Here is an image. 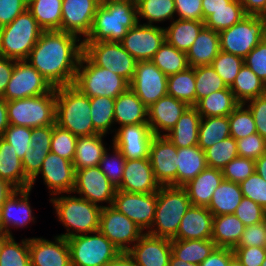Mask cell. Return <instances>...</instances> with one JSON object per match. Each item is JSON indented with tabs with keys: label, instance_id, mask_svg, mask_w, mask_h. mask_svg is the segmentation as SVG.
<instances>
[{
	"label": "cell",
	"instance_id": "cell-75",
	"mask_svg": "<svg viewBox=\"0 0 266 266\" xmlns=\"http://www.w3.org/2000/svg\"><path fill=\"white\" fill-rule=\"evenodd\" d=\"M168 266H199L195 263H187L183 261L182 259L176 258L173 254H171L169 258V265Z\"/></svg>",
	"mask_w": 266,
	"mask_h": 266
},
{
	"label": "cell",
	"instance_id": "cell-62",
	"mask_svg": "<svg viewBox=\"0 0 266 266\" xmlns=\"http://www.w3.org/2000/svg\"><path fill=\"white\" fill-rule=\"evenodd\" d=\"M266 240V220L245 227L235 247H264Z\"/></svg>",
	"mask_w": 266,
	"mask_h": 266
},
{
	"label": "cell",
	"instance_id": "cell-17",
	"mask_svg": "<svg viewBox=\"0 0 266 266\" xmlns=\"http://www.w3.org/2000/svg\"><path fill=\"white\" fill-rule=\"evenodd\" d=\"M39 174L43 177V183L48 187L50 196L57 194L72 193L75 186L76 170L73 162L64 159L57 154L49 152L43 161L41 170L30 181V189L32 190Z\"/></svg>",
	"mask_w": 266,
	"mask_h": 266
},
{
	"label": "cell",
	"instance_id": "cell-52",
	"mask_svg": "<svg viewBox=\"0 0 266 266\" xmlns=\"http://www.w3.org/2000/svg\"><path fill=\"white\" fill-rule=\"evenodd\" d=\"M228 118L230 136L235 140L257 133L253 114L245 104H239Z\"/></svg>",
	"mask_w": 266,
	"mask_h": 266
},
{
	"label": "cell",
	"instance_id": "cell-51",
	"mask_svg": "<svg viewBox=\"0 0 266 266\" xmlns=\"http://www.w3.org/2000/svg\"><path fill=\"white\" fill-rule=\"evenodd\" d=\"M195 81L196 104L211 93L227 87L211 65L195 67Z\"/></svg>",
	"mask_w": 266,
	"mask_h": 266
},
{
	"label": "cell",
	"instance_id": "cell-43",
	"mask_svg": "<svg viewBox=\"0 0 266 266\" xmlns=\"http://www.w3.org/2000/svg\"><path fill=\"white\" fill-rule=\"evenodd\" d=\"M167 93L189 106L196 105L195 67L168 76Z\"/></svg>",
	"mask_w": 266,
	"mask_h": 266
},
{
	"label": "cell",
	"instance_id": "cell-5",
	"mask_svg": "<svg viewBox=\"0 0 266 266\" xmlns=\"http://www.w3.org/2000/svg\"><path fill=\"white\" fill-rule=\"evenodd\" d=\"M191 205L183 187L161 186L157 191L154 220L147 233L173 239L177 235L181 219Z\"/></svg>",
	"mask_w": 266,
	"mask_h": 266
},
{
	"label": "cell",
	"instance_id": "cell-41",
	"mask_svg": "<svg viewBox=\"0 0 266 266\" xmlns=\"http://www.w3.org/2000/svg\"><path fill=\"white\" fill-rule=\"evenodd\" d=\"M63 0H28L27 9L44 31H61Z\"/></svg>",
	"mask_w": 266,
	"mask_h": 266
},
{
	"label": "cell",
	"instance_id": "cell-40",
	"mask_svg": "<svg viewBox=\"0 0 266 266\" xmlns=\"http://www.w3.org/2000/svg\"><path fill=\"white\" fill-rule=\"evenodd\" d=\"M229 88L240 104L266 94V84L245 64Z\"/></svg>",
	"mask_w": 266,
	"mask_h": 266
},
{
	"label": "cell",
	"instance_id": "cell-25",
	"mask_svg": "<svg viewBox=\"0 0 266 266\" xmlns=\"http://www.w3.org/2000/svg\"><path fill=\"white\" fill-rule=\"evenodd\" d=\"M149 158L126 159L121 185L117 190L155 193L160 189Z\"/></svg>",
	"mask_w": 266,
	"mask_h": 266
},
{
	"label": "cell",
	"instance_id": "cell-7",
	"mask_svg": "<svg viewBox=\"0 0 266 266\" xmlns=\"http://www.w3.org/2000/svg\"><path fill=\"white\" fill-rule=\"evenodd\" d=\"M43 32L26 9L10 24L0 28V55L17 61L26 60Z\"/></svg>",
	"mask_w": 266,
	"mask_h": 266
},
{
	"label": "cell",
	"instance_id": "cell-67",
	"mask_svg": "<svg viewBox=\"0 0 266 266\" xmlns=\"http://www.w3.org/2000/svg\"><path fill=\"white\" fill-rule=\"evenodd\" d=\"M234 256L233 249L216 247L199 266H228Z\"/></svg>",
	"mask_w": 266,
	"mask_h": 266
},
{
	"label": "cell",
	"instance_id": "cell-74",
	"mask_svg": "<svg viewBox=\"0 0 266 266\" xmlns=\"http://www.w3.org/2000/svg\"><path fill=\"white\" fill-rule=\"evenodd\" d=\"M255 172L266 181V153L255 161Z\"/></svg>",
	"mask_w": 266,
	"mask_h": 266
},
{
	"label": "cell",
	"instance_id": "cell-46",
	"mask_svg": "<svg viewBox=\"0 0 266 266\" xmlns=\"http://www.w3.org/2000/svg\"><path fill=\"white\" fill-rule=\"evenodd\" d=\"M114 105L115 99L109 97H92L90 98L91 118L94 126V131L97 134L106 135L114 126ZM115 130V131H114Z\"/></svg>",
	"mask_w": 266,
	"mask_h": 266
},
{
	"label": "cell",
	"instance_id": "cell-12",
	"mask_svg": "<svg viewBox=\"0 0 266 266\" xmlns=\"http://www.w3.org/2000/svg\"><path fill=\"white\" fill-rule=\"evenodd\" d=\"M99 231L123 252H127L145 233L136 223L112 206L102 207Z\"/></svg>",
	"mask_w": 266,
	"mask_h": 266
},
{
	"label": "cell",
	"instance_id": "cell-11",
	"mask_svg": "<svg viewBox=\"0 0 266 266\" xmlns=\"http://www.w3.org/2000/svg\"><path fill=\"white\" fill-rule=\"evenodd\" d=\"M83 53L97 66L109 69L129 83L132 81L137 61L121 42H83Z\"/></svg>",
	"mask_w": 266,
	"mask_h": 266
},
{
	"label": "cell",
	"instance_id": "cell-8",
	"mask_svg": "<svg viewBox=\"0 0 266 266\" xmlns=\"http://www.w3.org/2000/svg\"><path fill=\"white\" fill-rule=\"evenodd\" d=\"M56 93L7 101L9 125L37 128L55 124Z\"/></svg>",
	"mask_w": 266,
	"mask_h": 266
},
{
	"label": "cell",
	"instance_id": "cell-33",
	"mask_svg": "<svg viewBox=\"0 0 266 266\" xmlns=\"http://www.w3.org/2000/svg\"><path fill=\"white\" fill-rule=\"evenodd\" d=\"M13 148L0 137V178L8 181L16 189H27L31 180L25 175L22 159Z\"/></svg>",
	"mask_w": 266,
	"mask_h": 266
},
{
	"label": "cell",
	"instance_id": "cell-20",
	"mask_svg": "<svg viewBox=\"0 0 266 266\" xmlns=\"http://www.w3.org/2000/svg\"><path fill=\"white\" fill-rule=\"evenodd\" d=\"M154 134L148 124H134L118 127L112 139L125 159L149 158Z\"/></svg>",
	"mask_w": 266,
	"mask_h": 266
},
{
	"label": "cell",
	"instance_id": "cell-30",
	"mask_svg": "<svg viewBox=\"0 0 266 266\" xmlns=\"http://www.w3.org/2000/svg\"><path fill=\"white\" fill-rule=\"evenodd\" d=\"M116 123L119 127L148 124V108L130 88L115 99L114 124Z\"/></svg>",
	"mask_w": 266,
	"mask_h": 266
},
{
	"label": "cell",
	"instance_id": "cell-14",
	"mask_svg": "<svg viewBox=\"0 0 266 266\" xmlns=\"http://www.w3.org/2000/svg\"><path fill=\"white\" fill-rule=\"evenodd\" d=\"M157 203L155 193H132L116 190L112 207L136 223L144 232L152 226Z\"/></svg>",
	"mask_w": 266,
	"mask_h": 266
},
{
	"label": "cell",
	"instance_id": "cell-72",
	"mask_svg": "<svg viewBox=\"0 0 266 266\" xmlns=\"http://www.w3.org/2000/svg\"><path fill=\"white\" fill-rule=\"evenodd\" d=\"M8 127L7 101L0 97V136Z\"/></svg>",
	"mask_w": 266,
	"mask_h": 266
},
{
	"label": "cell",
	"instance_id": "cell-27",
	"mask_svg": "<svg viewBox=\"0 0 266 266\" xmlns=\"http://www.w3.org/2000/svg\"><path fill=\"white\" fill-rule=\"evenodd\" d=\"M214 215L205 206L191 205L181 219L177 235L179 240H209L212 236Z\"/></svg>",
	"mask_w": 266,
	"mask_h": 266
},
{
	"label": "cell",
	"instance_id": "cell-45",
	"mask_svg": "<svg viewBox=\"0 0 266 266\" xmlns=\"http://www.w3.org/2000/svg\"><path fill=\"white\" fill-rule=\"evenodd\" d=\"M229 136L230 126L228 116L201 118L198 146L203 151Z\"/></svg>",
	"mask_w": 266,
	"mask_h": 266
},
{
	"label": "cell",
	"instance_id": "cell-50",
	"mask_svg": "<svg viewBox=\"0 0 266 266\" xmlns=\"http://www.w3.org/2000/svg\"><path fill=\"white\" fill-rule=\"evenodd\" d=\"M204 153L208 167L219 170H222L226 164L239 156L236 140L232 136L205 149Z\"/></svg>",
	"mask_w": 266,
	"mask_h": 266
},
{
	"label": "cell",
	"instance_id": "cell-59",
	"mask_svg": "<svg viewBox=\"0 0 266 266\" xmlns=\"http://www.w3.org/2000/svg\"><path fill=\"white\" fill-rule=\"evenodd\" d=\"M234 215L243 222L245 227L266 220V210L256 202L245 197L242 198Z\"/></svg>",
	"mask_w": 266,
	"mask_h": 266
},
{
	"label": "cell",
	"instance_id": "cell-53",
	"mask_svg": "<svg viewBox=\"0 0 266 266\" xmlns=\"http://www.w3.org/2000/svg\"><path fill=\"white\" fill-rule=\"evenodd\" d=\"M112 148L113 155H109L108 149H106L98 167L106 175L110 183L118 189L121 185L126 159L114 144Z\"/></svg>",
	"mask_w": 266,
	"mask_h": 266
},
{
	"label": "cell",
	"instance_id": "cell-19",
	"mask_svg": "<svg viewBox=\"0 0 266 266\" xmlns=\"http://www.w3.org/2000/svg\"><path fill=\"white\" fill-rule=\"evenodd\" d=\"M149 159L160 186L177 187V148L166 136H154L150 145Z\"/></svg>",
	"mask_w": 266,
	"mask_h": 266
},
{
	"label": "cell",
	"instance_id": "cell-56",
	"mask_svg": "<svg viewBox=\"0 0 266 266\" xmlns=\"http://www.w3.org/2000/svg\"><path fill=\"white\" fill-rule=\"evenodd\" d=\"M32 133L33 128L9 125L0 137L13 146L17 156L23 159L29 151Z\"/></svg>",
	"mask_w": 266,
	"mask_h": 266
},
{
	"label": "cell",
	"instance_id": "cell-48",
	"mask_svg": "<svg viewBox=\"0 0 266 266\" xmlns=\"http://www.w3.org/2000/svg\"><path fill=\"white\" fill-rule=\"evenodd\" d=\"M247 14L239 0L229 3V8H219L212 11L205 20L204 24L216 32H221L240 22Z\"/></svg>",
	"mask_w": 266,
	"mask_h": 266
},
{
	"label": "cell",
	"instance_id": "cell-23",
	"mask_svg": "<svg viewBox=\"0 0 266 266\" xmlns=\"http://www.w3.org/2000/svg\"><path fill=\"white\" fill-rule=\"evenodd\" d=\"M31 189H17L1 205V230L9 237H13L10 227L23 228L34 222L36 217L30 206Z\"/></svg>",
	"mask_w": 266,
	"mask_h": 266
},
{
	"label": "cell",
	"instance_id": "cell-76",
	"mask_svg": "<svg viewBox=\"0 0 266 266\" xmlns=\"http://www.w3.org/2000/svg\"><path fill=\"white\" fill-rule=\"evenodd\" d=\"M228 266H244L241 261L236 257L234 256L230 261H229V264Z\"/></svg>",
	"mask_w": 266,
	"mask_h": 266
},
{
	"label": "cell",
	"instance_id": "cell-16",
	"mask_svg": "<svg viewBox=\"0 0 266 266\" xmlns=\"http://www.w3.org/2000/svg\"><path fill=\"white\" fill-rule=\"evenodd\" d=\"M165 41L164 27L140 24L128 30L121 41L124 49L139 61H151Z\"/></svg>",
	"mask_w": 266,
	"mask_h": 266
},
{
	"label": "cell",
	"instance_id": "cell-60",
	"mask_svg": "<svg viewBox=\"0 0 266 266\" xmlns=\"http://www.w3.org/2000/svg\"><path fill=\"white\" fill-rule=\"evenodd\" d=\"M241 157L257 160L266 153V139L258 133L236 140Z\"/></svg>",
	"mask_w": 266,
	"mask_h": 266
},
{
	"label": "cell",
	"instance_id": "cell-13",
	"mask_svg": "<svg viewBox=\"0 0 266 266\" xmlns=\"http://www.w3.org/2000/svg\"><path fill=\"white\" fill-rule=\"evenodd\" d=\"M53 87L26 60L16 61L3 99L12 101L48 93Z\"/></svg>",
	"mask_w": 266,
	"mask_h": 266
},
{
	"label": "cell",
	"instance_id": "cell-29",
	"mask_svg": "<svg viewBox=\"0 0 266 266\" xmlns=\"http://www.w3.org/2000/svg\"><path fill=\"white\" fill-rule=\"evenodd\" d=\"M223 179L222 170L207 167L183 188L192 205L208 207L214 191Z\"/></svg>",
	"mask_w": 266,
	"mask_h": 266
},
{
	"label": "cell",
	"instance_id": "cell-66",
	"mask_svg": "<svg viewBox=\"0 0 266 266\" xmlns=\"http://www.w3.org/2000/svg\"><path fill=\"white\" fill-rule=\"evenodd\" d=\"M233 251L244 266H261L266 258L264 247H234Z\"/></svg>",
	"mask_w": 266,
	"mask_h": 266
},
{
	"label": "cell",
	"instance_id": "cell-6",
	"mask_svg": "<svg viewBox=\"0 0 266 266\" xmlns=\"http://www.w3.org/2000/svg\"><path fill=\"white\" fill-rule=\"evenodd\" d=\"M72 85L89 98L105 96L116 99L129 88L130 83L109 69L95 65L82 53Z\"/></svg>",
	"mask_w": 266,
	"mask_h": 266
},
{
	"label": "cell",
	"instance_id": "cell-77",
	"mask_svg": "<svg viewBox=\"0 0 266 266\" xmlns=\"http://www.w3.org/2000/svg\"><path fill=\"white\" fill-rule=\"evenodd\" d=\"M9 236L4 233L3 231H0V250L2 247V244L4 243V241L8 238Z\"/></svg>",
	"mask_w": 266,
	"mask_h": 266
},
{
	"label": "cell",
	"instance_id": "cell-78",
	"mask_svg": "<svg viewBox=\"0 0 266 266\" xmlns=\"http://www.w3.org/2000/svg\"><path fill=\"white\" fill-rule=\"evenodd\" d=\"M95 1L99 6H103L107 3H112V2L119 1V0H95Z\"/></svg>",
	"mask_w": 266,
	"mask_h": 266
},
{
	"label": "cell",
	"instance_id": "cell-71",
	"mask_svg": "<svg viewBox=\"0 0 266 266\" xmlns=\"http://www.w3.org/2000/svg\"><path fill=\"white\" fill-rule=\"evenodd\" d=\"M105 266H136V264L128 252L120 251V253Z\"/></svg>",
	"mask_w": 266,
	"mask_h": 266
},
{
	"label": "cell",
	"instance_id": "cell-37",
	"mask_svg": "<svg viewBox=\"0 0 266 266\" xmlns=\"http://www.w3.org/2000/svg\"><path fill=\"white\" fill-rule=\"evenodd\" d=\"M204 26L203 21L176 18L168 27H164L165 41L176 49L187 53Z\"/></svg>",
	"mask_w": 266,
	"mask_h": 266
},
{
	"label": "cell",
	"instance_id": "cell-18",
	"mask_svg": "<svg viewBox=\"0 0 266 266\" xmlns=\"http://www.w3.org/2000/svg\"><path fill=\"white\" fill-rule=\"evenodd\" d=\"M116 190L98 166L76 170L73 194L97 205L104 202L112 206Z\"/></svg>",
	"mask_w": 266,
	"mask_h": 266
},
{
	"label": "cell",
	"instance_id": "cell-28",
	"mask_svg": "<svg viewBox=\"0 0 266 266\" xmlns=\"http://www.w3.org/2000/svg\"><path fill=\"white\" fill-rule=\"evenodd\" d=\"M52 133L53 125L33 128L29 151L22 159L23 170L30 180L39 173L50 152Z\"/></svg>",
	"mask_w": 266,
	"mask_h": 266
},
{
	"label": "cell",
	"instance_id": "cell-49",
	"mask_svg": "<svg viewBox=\"0 0 266 266\" xmlns=\"http://www.w3.org/2000/svg\"><path fill=\"white\" fill-rule=\"evenodd\" d=\"M0 266H31L29 238L17 243L14 237H8L0 250Z\"/></svg>",
	"mask_w": 266,
	"mask_h": 266
},
{
	"label": "cell",
	"instance_id": "cell-55",
	"mask_svg": "<svg viewBox=\"0 0 266 266\" xmlns=\"http://www.w3.org/2000/svg\"><path fill=\"white\" fill-rule=\"evenodd\" d=\"M78 136L57 124L53 125L50 152L73 162Z\"/></svg>",
	"mask_w": 266,
	"mask_h": 266
},
{
	"label": "cell",
	"instance_id": "cell-80",
	"mask_svg": "<svg viewBox=\"0 0 266 266\" xmlns=\"http://www.w3.org/2000/svg\"><path fill=\"white\" fill-rule=\"evenodd\" d=\"M261 266H266V258H265V260L263 261V263H262Z\"/></svg>",
	"mask_w": 266,
	"mask_h": 266
},
{
	"label": "cell",
	"instance_id": "cell-10",
	"mask_svg": "<svg viewBox=\"0 0 266 266\" xmlns=\"http://www.w3.org/2000/svg\"><path fill=\"white\" fill-rule=\"evenodd\" d=\"M67 242L71 266H105L120 253L99 230L68 238Z\"/></svg>",
	"mask_w": 266,
	"mask_h": 266
},
{
	"label": "cell",
	"instance_id": "cell-70",
	"mask_svg": "<svg viewBox=\"0 0 266 266\" xmlns=\"http://www.w3.org/2000/svg\"><path fill=\"white\" fill-rule=\"evenodd\" d=\"M233 0H202L203 22L212 14V11L219 8H229V3Z\"/></svg>",
	"mask_w": 266,
	"mask_h": 266
},
{
	"label": "cell",
	"instance_id": "cell-63",
	"mask_svg": "<svg viewBox=\"0 0 266 266\" xmlns=\"http://www.w3.org/2000/svg\"><path fill=\"white\" fill-rule=\"evenodd\" d=\"M246 103L245 105L253 114L257 133L266 139V94Z\"/></svg>",
	"mask_w": 266,
	"mask_h": 266
},
{
	"label": "cell",
	"instance_id": "cell-39",
	"mask_svg": "<svg viewBox=\"0 0 266 266\" xmlns=\"http://www.w3.org/2000/svg\"><path fill=\"white\" fill-rule=\"evenodd\" d=\"M240 103L227 86L225 89L211 93L202 98L195 107L201 118L229 116Z\"/></svg>",
	"mask_w": 266,
	"mask_h": 266
},
{
	"label": "cell",
	"instance_id": "cell-38",
	"mask_svg": "<svg viewBox=\"0 0 266 266\" xmlns=\"http://www.w3.org/2000/svg\"><path fill=\"white\" fill-rule=\"evenodd\" d=\"M242 198L240 184L223 179L214 191L207 208L214 216L234 214Z\"/></svg>",
	"mask_w": 266,
	"mask_h": 266
},
{
	"label": "cell",
	"instance_id": "cell-42",
	"mask_svg": "<svg viewBox=\"0 0 266 266\" xmlns=\"http://www.w3.org/2000/svg\"><path fill=\"white\" fill-rule=\"evenodd\" d=\"M216 248L215 243L209 240H179L171 239L172 254L187 263H202Z\"/></svg>",
	"mask_w": 266,
	"mask_h": 266
},
{
	"label": "cell",
	"instance_id": "cell-15",
	"mask_svg": "<svg viewBox=\"0 0 266 266\" xmlns=\"http://www.w3.org/2000/svg\"><path fill=\"white\" fill-rule=\"evenodd\" d=\"M166 76L152 61L136 63L135 74L129 88L149 108L160 98L168 95Z\"/></svg>",
	"mask_w": 266,
	"mask_h": 266
},
{
	"label": "cell",
	"instance_id": "cell-65",
	"mask_svg": "<svg viewBox=\"0 0 266 266\" xmlns=\"http://www.w3.org/2000/svg\"><path fill=\"white\" fill-rule=\"evenodd\" d=\"M28 0H0V28L10 24L27 9Z\"/></svg>",
	"mask_w": 266,
	"mask_h": 266
},
{
	"label": "cell",
	"instance_id": "cell-36",
	"mask_svg": "<svg viewBox=\"0 0 266 266\" xmlns=\"http://www.w3.org/2000/svg\"><path fill=\"white\" fill-rule=\"evenodd\" d=\"M244 229L245 225L234 214L214 216L211 240L216 247L233 249Z\"/></svg>",
	"mask_w": 266,
	"mask_h": 266
},
{
	"label": "cell",
	"instance_id": "cell-57",
	"mask_svg": "<svg viewBox=\"0 0 266 266\" xmlns=\"http://www.w3.org/2000/svg\"><path fill=\"white\" fill-rule=\"evenodd\" d=\"M255 172V160L238 156L222 169L223 178L234 183L245 181Z\"/></svg>",
	"mask_w": 266,
	"mask_h": 266
},
{
	"label": "cell",
	"instance_id": "cell-3",
	"mask_svg": "<svg viewBox=\"0 0 266 266\" xmlns=\"http://www.w3.org/2000/svg\"><path fill=\"white\" fill-rule=\"evenodd\" d=\"M68 194L63 196L61 193L50 198L57 219L67 231L59 236L68 239L98 231L101 210L105 205L91 203L80 196H71V192Z\"/></svg>",
	"mask_w": 266,
	"mask_h": 266
},
{
	"label": "cell",
	"instance_id": "cell-68",
	"mask_svg": "<svg viewBox=\"0 0 266 266\" xmlns=\"http://www.w3.org/2000/svg\"><path fill=\"white\" fill-rule=\"evenodd\" d=\"M16 61L17 60L0 55V97H3L4 95V91L11 78Z\"/></svg>",
	"mask_w": 266,
	"mask_h": 266
},
{
	"label": "cell",
	"instance_id": "cell-47",
	"mask_svg": "<svg viewBox=\"0 0 266 266\" xmlns=\"http://www.w3.org/2000/svg\"><path fill=\"white\" fill-rule=\"evenodd\" d=\"M151 61L166 76L184 71L189 67L186 53L176 49L166 41L160 46Z\"/></svg>",
	"mask_w": 266,
	"mask_h": 266
},
{
	"label": "cell",
	"instance_id": "cell-64",
	"mask_svg": "<svg viewBox=\"0 0 266 266\" xmlns=\"http://www.w3.org/2000/svg\"><path fill=\"white\" fill-rule=\"evenodd\" d=\"M178 19L203 21L202 0H174Z\"/></svg>",
	"mask_w": 266,
	"mask_h": 266
},
{
	"label": "cell",
	"instance_id": "cell-9",
	"mask_svg": "<svg viewBox=\"0 0 266 266\" xmlns=\"http://www.w3.org/2000/svg\"><path fill=\"white\" fill-rule=\"evenodd\" d=\"M266 37V16L246 15L240 22L219 32L223 52L245 58Z\"/></svg>",
	"mask_w": 266,
	"mask_h": 266
},
{
	"label": "cell",
	"instance_id": "cell-35",
	"mask_svg": "<svg viewBox=\"0 0 266 266\" xmlns=\"http://www.w3.org/2000/svg\"><path fill=\"white\" fill-rule=\"evenodd\" d=\"M106 135L94 134L90 136H79L77 138L76 150L73 160L75 170L96 167L106 151L103 138Z\"/></svg>",
	"mask_w": 266,
	"mask_h": 266
},
{
	"label": "cell",
	"instance_id": "cell-31",
	"mask_svg": "<svg viewBox=\"0 0 266 266\" xmlns=\"http://www.w3.org/2000/svg\"><path fill=\"white\" fill-rule=\"evenodd\" d=\"M220 51L219 32L204 26L186 53L189 67L211 65Z\"/></svg>",
	"mask_w": 266,
	"mask_h": 266
},
{
	"label": "cell",
	"instance_id": "cell-2",
	"mask_svg": "<svg viewBox=\"0 0 266 266\" xmlns=\"http://www.w3.org/2000/svg\"><path fill=\"white\" fill-rule=\"evenodd\" d=\"M138 22L136 0H119L98 6L91 31L83 42H121Z\"/></svg>",
	"mask_w": 266,
	"mask_h": 266
},
{
	"label": "cell",
	"instance_id": "cell-73",
	"mask_svg": "<svg viewBox=\"0 0 266 266\" xmlns=\"http://www.w3.org/2000/svg\"><path fill=\"white\" fill-rule=\"evenodd\" d=\"M17 189L8 181L0 178V204H2Z\"/></svg>",
	"mask_w": 266,
	"mask_h": 266
},
{
	"label": "cell",
	"instance_id": "cell-26",
	"mask_svg": "<svg viewBox=\"0 0 266 266\" xmlns=\"http://www.w3.org/2000/svg\"><path fill=\"white\" fill-rule=\"evenodd\" d=\"M188 107L187 103L169 95L153 103L148 108V125L153 134H168Z\"/></svg>",
	"mask_w": 266,
	"mask_h": 266
},
{
	"label": "cell",
	"instance_id": "cell-58",
	"mask_svg": "<svg viewBox=\"0 0 266 266\" xmlns=\"http://www.w3.org/2000/svg\"><path fill=\"white\" fill-rule=\"evenodd\" d=\"M243 197L251 199L266 210V181L254 172L240 183Z\"/></svg>",
	"mask_w": 266,
	"mask_h": 266
},
{
	"label": "cell",
	"instance_id": "cell-34",
	"mask_svg": "<svg viewBox=\"0 0 266 266\" xmlns=\"http://www.w3.org/2000/svg\"><path fill=\"white\" fill-rule=\"evenodd\" d=\"M177 187H183L208 167L204 151L197 146L177 148Z\"/></svg>",
	"mask_w": 266,
	"mask_h": 266
},
{
	"label": "cell",
	"instance_id": "cell-44",
	"mask_svg": "<svg viewBox=\"0 0 266 266\" xmlns=\"http://www.w3.org/2000/svg\"><path fill=\"white\" fill-rule=\"evenodd\" d=\"M138 21L142 18L147 21L148 25L162 23L166 20L171 22L176 16V7L174 0H136Z\"/></svg>",
	"mask_w": 266,
	"mask_h": 266
},
{
	"label": "cell",
	"instance_id": "cell-4",
	"mask_svg": "<svg viewBox=\"0 0 266 266\" xmlns=\"http://www.w3.org/2000/svg\"><path fill=\"white\" fill-rule=\"evenodd\" d=\"M55 124L76 136L97 134L91 118L90 98L73 85L55 88Z\"/></svg>",
	"mask_w": 266,
	"mask_h": 266
},
{
	"label": "cell",
	"instance_id": "cell-32",
	"mask_svg": "<svg viewBox=\"0 0 266 266\" xmlns=\"http://www.w3.org/2000/svg\"><path fill=\"white\" fill-rule=\"evenodd\" d=\"M201 115L195 106H189L173 129L165 136L176 148L198 145Z\"/></svg>",
	"mask_w": 266,
	"mask_h": 266
},
{
	"label": "cell",
	"instance_id": "cell-21",
	"mask_svg": "<svg viewBox=\"0 0 266 266\" xmlns=\"http://www.w3.org/2000/svg\"><path fill=\"white\" fill-rule=\"evenodd\" d=\"M98 4L95 0H63L61 31L84 40L90 33Z\"/></svg>",
	"mask_w": 266,
	"mask_h": 266
},
{
	"label": "cell",
	"instance_id": "cell-54",
	"mask_svg": "<svg viewBox=\"0 0 266 266\" xmlns=\"http://www.w3.org/2000/svg\"><path fill=\"white\" fill-rule=\"evenodd\" d=\"M244 64V59L234 54L220 51L214 58L211 66L222 78L223 82L230 87L234 82L240 68Z\"/></svg>",
	"mask_w": 266,
	"mask_h": 266
},
{
	"label": "cell",
	"instance_id": "cell-22",
	"mask_svg": "<svg viewBox=\"0 0 266 266\" xmlns=\"http://www.w3.org/2000/svg\"><path fill=\"white\" fill-rule=\"evenodd\" d=\"M31 266H71L67 239L56 235L53 241L45 238L29 239Z\"/></svg>",
	"mask_w": 266,
	"mask_h": 266
},
{
	"label": "cell",
	"instance_id": "cell-69",
	"mask_svg": "<svg viewBox=\"0 0 266 266\" xmlns=\"http://www.w3.org/2000/svg\"><path fill=\"white\" fill-rule=\"evenodd\" d=\"M247 15L266 16V0H239Z\"/></svg>",
	"mask_w": 266,
	"mask_h": 266
},
{
	"label": "cell",
	"instance_id": "cell-24",
	"mask_svg": "<svg viewBox=\"0 0 266 266\" xmlns=\"http://www.w3.org/2000/svg\"><path fill=\"white\" fill-rule=\"evenodd\" d=\"M127 252L136 266H168L172 254L171 239L145 232Z\"/></svg>",
	"mask_w": 266,
	"mask_h": 266
},
{
	"label": "cell",
	"instance_id": "cell-79",
	"mask_svg": "<svg viewBox=\"0 0 266 266\" xmlns=\"http://www.w3.org/2000/svg\"><path fill=\"white\" fill-rule=\"evenodd\" d=\"M1 205H2V204H0V231H2V230H1Z\"/></svg>",
	"mask_w": 266,
	"mask_h": 266
},
{
	"label": "cell",
	"instance_id": "cell-61",
	"mask_svg": "<svg viewBox=\"0 0 266 266\" xmlns=\"http://www.w3.org/2000/svg\"><path fill=\"white\" fill-rule=\"evenodd\" d=\"M244 64L266 84V37L244 58Z\"/></svg>",
	"mask_w": 266,
	"mask_h": 266
},
{
	"label": "cell",
	"instance_id": "cell-1",
	"mask_svg": "<svg viewBox=\"0 0 266 266\" xmlns=\"http://www.w3.org/2000/svg\"><path fill=\"white\" fill-rule=\"evenodd\" d=\"M83 53V40L59 30L44 31L26 61L54 88L72 85Z\"/></svg>",
	"mask_w": 266,
	"mask_h": 266
}]
</instances>
